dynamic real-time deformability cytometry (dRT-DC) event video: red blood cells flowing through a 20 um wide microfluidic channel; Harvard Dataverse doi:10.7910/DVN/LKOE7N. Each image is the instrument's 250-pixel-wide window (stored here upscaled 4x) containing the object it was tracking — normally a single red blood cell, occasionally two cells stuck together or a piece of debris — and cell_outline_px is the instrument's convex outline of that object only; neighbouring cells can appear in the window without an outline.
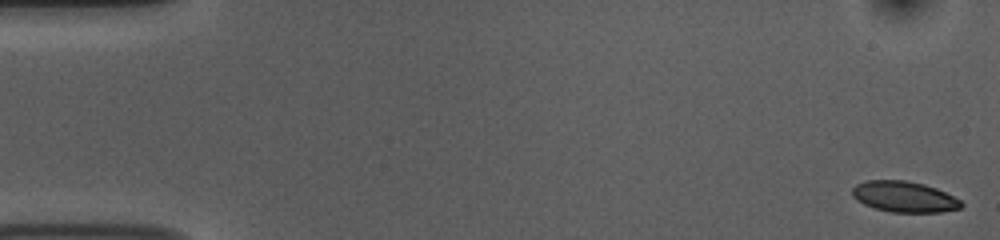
{"species": "common noctule bat (a hibernating species)", "species_latin": "Nyctalus noctula", "temperature_condition": "room temperature", "stored_images_in_passage": 50, "camera_frame_rate_fps": 3000, "um_per_image_px": 0.085, "animal": {"sex": "female", "body_mass_g": 10.0, "forearm_length_mm": 53.1}, "frame": {"image": 1, "passage_image": 1, "time_ms": 0.0, "image_size_px": [1000, 240], "cell_outline_px": [[964, 204], [960, 208], [940, 212], [892, 212], [876, 208], [864, 204], [856, 200], [852, 196], [852, 188], [856, 184], [864, 180], [904, 180], [924, 184], [936, 188], [960, 200]], "centroid_in_image_um": [76.83, 16.71], "position_along_channel_um": 8.2, "area_um2": 19.54}}
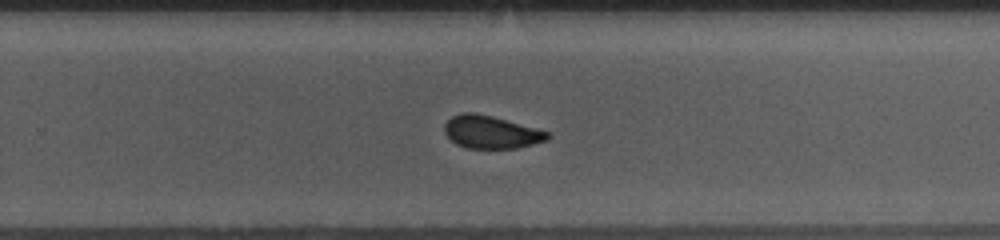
{"frame": {"image": 2, "passage_image": 34, "time_ms": 11.0, "image_size_px": [1000, 240], "cell_outline_px": [[552, 136], [548, 140], [516, 148], [468, 148], [456, 144], [444, 132], [444, 124], [452, 116], [460, 112], [472, 112], [492, 116], [536, 128], [548, 132]], "centroid_in_image_um": [41.74, 11.22], "position_along_channel_um": 288.1, "area_um2": 19.59}}
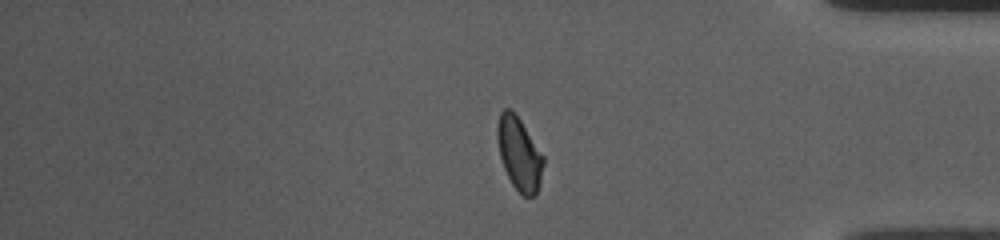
{"frame": {"image": 3, "passage_image": 44, "time_ms": 14.333, "image_size_px": [1000, 240], "cell_outline_px": [[544, 164], [540, 184], [536, 196], [524, 196], [512, 184], [504, 168], [500, 156], [496, 136], [496, 128], [500, 112], [504, 108], [512, 108], [516, 112], [544, 156]], "centroid_in_image_um": [44.13, 13.02], "position_along_channel_um": 391.1, "area_um2": 19.88}}